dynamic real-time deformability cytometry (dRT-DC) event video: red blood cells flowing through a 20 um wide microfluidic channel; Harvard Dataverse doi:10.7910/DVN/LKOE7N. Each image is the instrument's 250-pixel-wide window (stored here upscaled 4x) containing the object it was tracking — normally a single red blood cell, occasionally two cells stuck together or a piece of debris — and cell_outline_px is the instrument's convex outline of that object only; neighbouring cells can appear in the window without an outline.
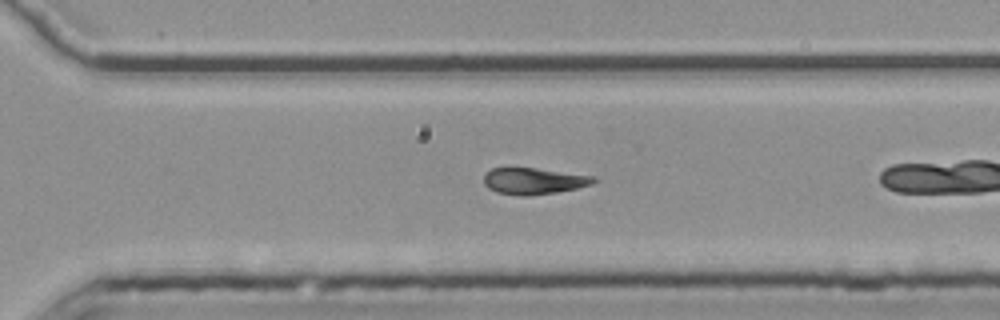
{"species": "common noctule bat (a hibernating species)", "species_latin": "Nyctalus noctula", "temperature_condition": "room temperature", "stored_images_in_passage": 39, "camera_frame_rate_fps": 3000, "um_per_image_px": 0.085, "animal": {"sex": "female", "body_mass_g": 25.1}, "frame": {"image": 1, "passage_image": 34, "time_ms": 11.0, "image_size_px": [1000, 320], "cell_outline_px": [[596, 180], [592, 184], [576, 188], [556, 192], [524, 196], [520, 196], [496, 192], [488, 188], [484, 184], [484, 172], [492, 168], [536, 168], [596, 176]], "centroid_in_image_um": [45.34, 15.38], "position_along_channel_um": 325.3, "area_um2": 16.94}}